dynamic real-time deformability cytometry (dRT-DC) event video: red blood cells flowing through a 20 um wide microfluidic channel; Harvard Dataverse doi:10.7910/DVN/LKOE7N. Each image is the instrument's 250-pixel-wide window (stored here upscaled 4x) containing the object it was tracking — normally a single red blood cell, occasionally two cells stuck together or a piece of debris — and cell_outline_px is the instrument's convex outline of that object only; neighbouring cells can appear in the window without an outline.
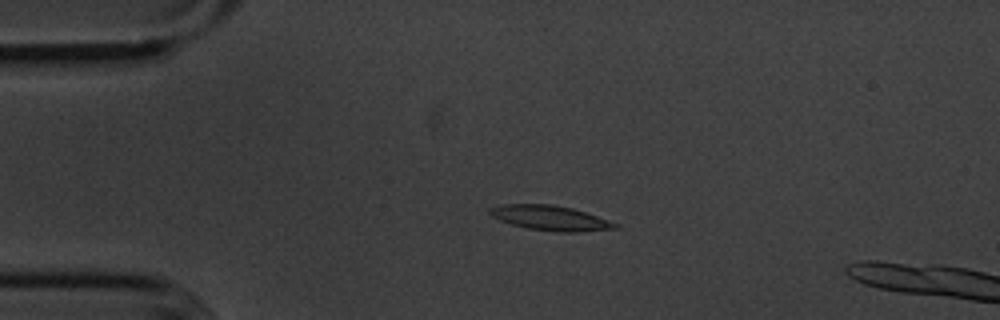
{"species": "common noctule bat (a hibernating species)", "species_latin": "Nyctalus noctula", "temperature_condition": "cold", "stored_images_in_passage": 18, "camera_frame_rate_fps": 3000, "um_per_image_px": 0.085, "animal": {"sex": "male", "body_mass_g": 20.1, "forearm_length_mm": 53.5}, "frame": {"image": 1, "passage_image": 13, "time_ms": 4.0, "image_size_px": [1000, 320], "cell_outline_px": [[620, 228], [580, 232], [560, 232], [528, 228], [512, 224], [500, 220], [492, 216], [488, 212], [488, 208], [504, 204], [552, 204], [572, 208], [620, 224]], "centroid_in_image_um": [46.79, 18.53], "position_along_channel_um": 38.2, "area_um2": 18.09}}